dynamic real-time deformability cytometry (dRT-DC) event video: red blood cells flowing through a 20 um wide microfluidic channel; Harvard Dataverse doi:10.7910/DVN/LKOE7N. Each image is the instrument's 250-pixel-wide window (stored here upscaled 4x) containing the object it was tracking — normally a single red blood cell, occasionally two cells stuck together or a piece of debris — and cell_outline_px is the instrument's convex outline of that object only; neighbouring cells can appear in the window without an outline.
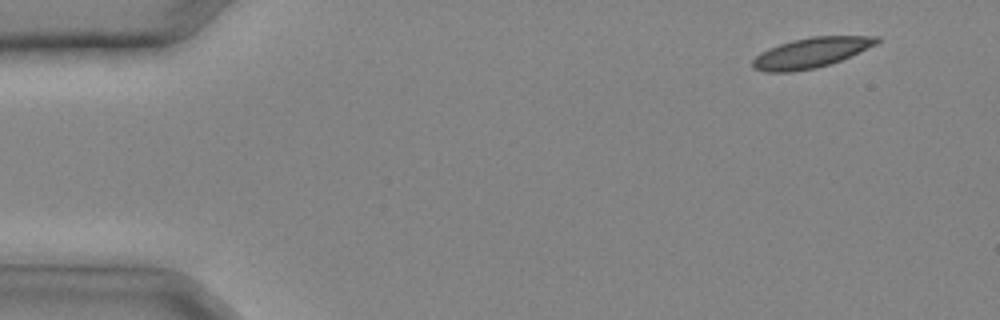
{"species": "common noctule bat (a hibernating species)", "species_latin": "Nyctalus noctula", "temperature_condition": "cold", "stored_images_in_passage": 28, "camera_frame_rate_fps": 3000, "um_per_image_px": 0.085, "animal": {"sex": "male", "body_mass_g": 20.4}, "frame": {"image": 1, "passage_image": 1, "time_ms": 0.0, "image_size_px": [1000, 320], "cell_outline_px": [[880, 40], [876, 44], [840, 60], [816, 68], [792, 72], [764, 72], [752, 68], [752, 60], [760, 52], [768, 48], [792, 40], [812, 36], [880, 36]], "centroid_in_image_um": [68.88, 4.48], "position_along_channel_um": 16.1, "area_um2": 21.68}}
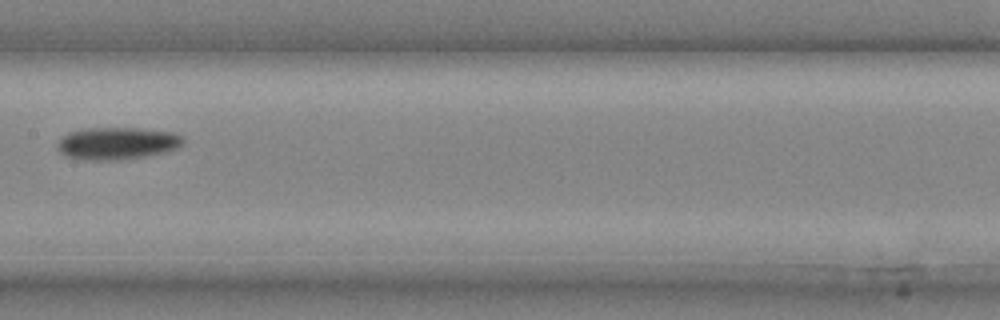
{"frame": {"image": 2, "passage_image": 15, "time_ms": 4.667, "image_size_px": [1000, 320], "cell_outline_px": [[184, 144], [180, 148], [164, 152], [144, 156], [120, 160], [88, 160], [68, 156], [60, 152], [60, 140], [64, 136], [72, 132], [88, 128], [136, 128], [172, 132], [180, 136], [184, 140]], "centroid_in_image_um": [10.03, 12.19], "position_along_channel_um": 197.4, "area_um2": 23.24}}
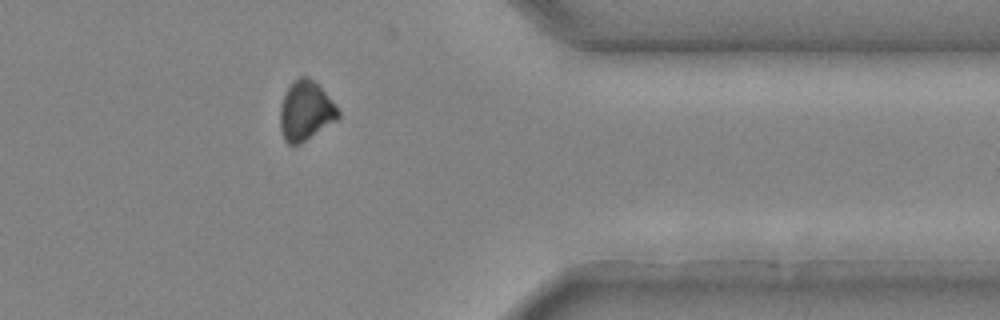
{"frame": {"image": 3, "passage_image": 25, "time_ms": 8.0, "image_size_px": [1000, 320], "cell_outline_px": [[340, 116], [336, 120], [300, 144], [288, 144], [284, 140], [280, 128], [280, 108], [284, 96], [288, 88], [300, 76], [308, 76], [316, 80], [332, 100], [340, 112]], "centroid_in_image_um": [25.99, 9.41], "position_along_channel_um": 385.4, "area_um2": 20.06}}